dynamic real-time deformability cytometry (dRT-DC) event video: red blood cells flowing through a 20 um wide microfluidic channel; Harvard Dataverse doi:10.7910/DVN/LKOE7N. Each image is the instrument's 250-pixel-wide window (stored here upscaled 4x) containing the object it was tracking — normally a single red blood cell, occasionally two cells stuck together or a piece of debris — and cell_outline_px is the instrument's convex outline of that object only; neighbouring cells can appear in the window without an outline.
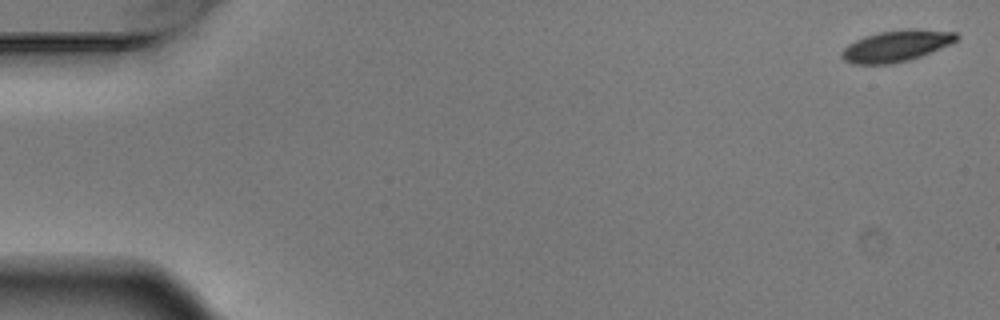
{"species": "Egyptian fruit bat (a non-hibernating species)", "species_latin": "Rousettus aegyptiacus", "temperature_condition": "warm", "stored_images_in_passage": 5, "camera_frame_rate_fps": 3000, "um_per_image_px": 0.085, "animal": {"sex": "male"}, "frame": {"image": 1, "passage_image": 1, "time_ms": 0.0, "image_size_px": [1000, 320], "cell_outline_px": [[960, 36], [952, 44], [920, 56], [908, 60], [892, 64], [852, 64], [844, 60], [840, 56], [840, 52], [848, 44], [864, 36], [880, 32], [908, 28], [912, 28], [956, 32]], "centroid_in_image_um": [76.18, 3.9], "position_along_channel_um": 8.8, "area_um2": 21.1}}
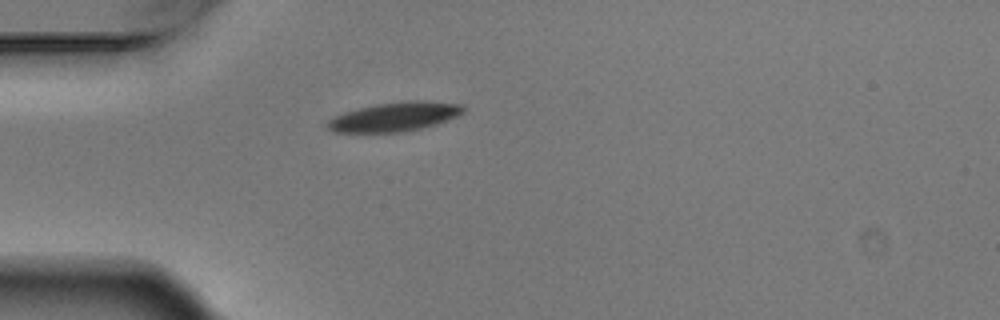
{"frame": {"image": 2, "passage_image": 5, "time_ms": 1.333, "image_size_px": [1000, 320], "cell_outline_px": [[464, 112], [456, 116], [436, 124], [420, 128], [400, 132], [332, 132], [324, 124], [328, 120], [344, 112], [376, 104], [404, 100], [420, 100], [464, 104]], "centroid_in_image_um": [33.54, 9.91], "position_along_channel_um": 51.5, "area_um2": 23.0}}